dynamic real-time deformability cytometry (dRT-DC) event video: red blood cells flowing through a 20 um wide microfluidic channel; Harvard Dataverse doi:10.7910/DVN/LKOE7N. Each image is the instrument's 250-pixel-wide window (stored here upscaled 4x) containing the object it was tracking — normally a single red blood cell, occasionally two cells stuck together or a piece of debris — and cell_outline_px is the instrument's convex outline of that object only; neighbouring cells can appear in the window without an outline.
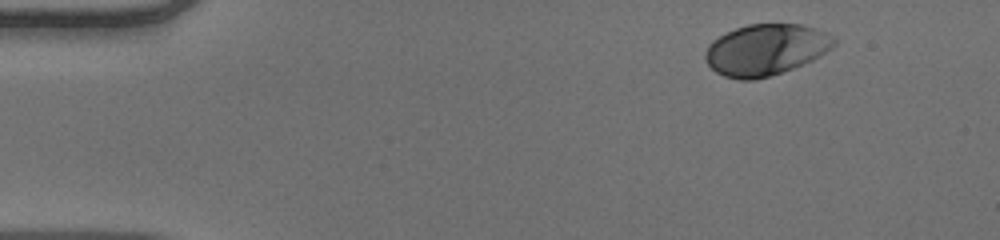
{"species": "human", "species_latin": "Homo sapiens", "temperature_condition": "warm", "stored_images_in_passage": 48, "camera_frame_rate_fps": 3000, "um_per_image_px": 0.085, "donor": {"sex": "male"}, "frame": {"image": 1, "passage_image": 1, "time_ms": 0.0, "image_size_px": [1000, 240], "cell_outline_px": [[836, 44], [832, 48], [820, 56], [812, 60], [792, 68], [768, 76], [752, 80], [740, 80], [724, 76], [716, 72], [708, 64], [704, 56], [704, 52], [708, 44], [712, 40], [736, 28], [748, 24], [800, 24], [816, 28], [828, 32], [836, 36]], "centroid_in_image_um": [65.11, 4.21], "position_along_channel_um": 19.9, "area_um2": 38.49}}
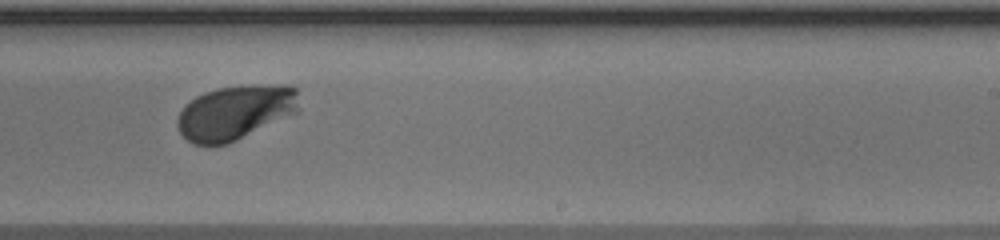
{"frame": {"image": 2, "passage_image": 28, "time_ms": 9.0, "image_size_px": [1000, 240], "cell_outline_px": [[300, 112], [228, 144], [192, 144], [180, 132], [176, 124], [176, 120], [180, 112], [196, 96], [204, 92], [220, 88], [252, 84], [288, 84], [296, 88]], "centroid_in_image_um": [20.06, 9.54], "position_along_channel_um": 268.9, "area_um2": 38.9}}
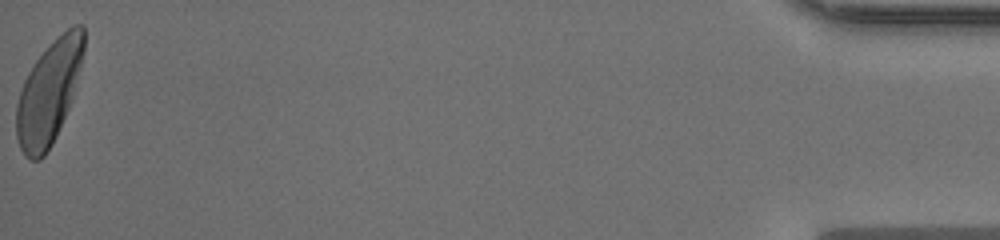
{"frame": {"image": 3, "passage_image": 48, "time_ms": 15.667, "image_size_px": [1000, 240], "cell_outline_px": [[84, 52], [72, 96], [68, 108], [56, 136], [52, 144], [44, 156], [40, 160], [32, 160], [24, 156], [20, 148], [16, 136], [16, 104], [24, 80], [28, 72], [36, 60], [72, 24], [84, 24]], "centroid_in_image_um": [4.13, 7.91], "position_along_channel_um": 431.1, "area_um2": 39.77}, "authors_computed_cell_mechanics": {"area_um2": 37.5411, "velocity_mm_per_s": 3.8907, "shape_relaxation_time_tau1_ms": 2.1339, "shape_relaxation_time_tau2_ms": null, "deformation_change_tau1": 0.151, "deformation_change_tau2": null}}